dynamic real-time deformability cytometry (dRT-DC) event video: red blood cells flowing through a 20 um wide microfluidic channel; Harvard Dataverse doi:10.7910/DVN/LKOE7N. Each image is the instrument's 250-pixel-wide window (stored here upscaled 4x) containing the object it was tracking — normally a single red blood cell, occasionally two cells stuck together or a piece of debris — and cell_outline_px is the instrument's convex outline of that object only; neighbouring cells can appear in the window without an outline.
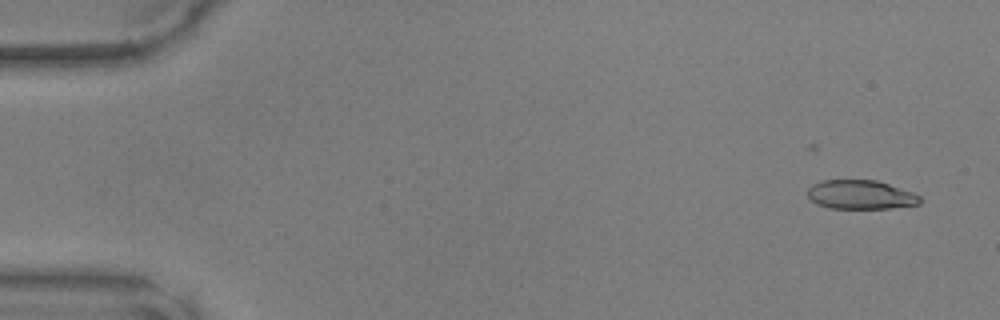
{"species": "common noctule bat (a hibernating species)", "species_latin": "Nyctalus noctula", "temperature_condition": "warm", "stored_images_in_passage": 3, "camera_frame_rate_fps": 3000, "um_per_image_px": 0.085, "animal": {"sex": "male", "body_mass_g": 17.9, "forearm_length_mm": 54.2}, "frame": {"image": 1, "passage_image": 1, "time_ms": 0.0, "image_size_px": [1000, 320], "cell_outline_px": [[920, 204], [888, 208], [828, 208], [816, 204], [808, 196], [808, 188], [812, 184], [824, 180], [876, 180], [912, 192], [920, 196]], "centroid_in_image_um": [73.13, 16.55], "position_along_channel_um": 11.9, "area_um2": 18.84}}